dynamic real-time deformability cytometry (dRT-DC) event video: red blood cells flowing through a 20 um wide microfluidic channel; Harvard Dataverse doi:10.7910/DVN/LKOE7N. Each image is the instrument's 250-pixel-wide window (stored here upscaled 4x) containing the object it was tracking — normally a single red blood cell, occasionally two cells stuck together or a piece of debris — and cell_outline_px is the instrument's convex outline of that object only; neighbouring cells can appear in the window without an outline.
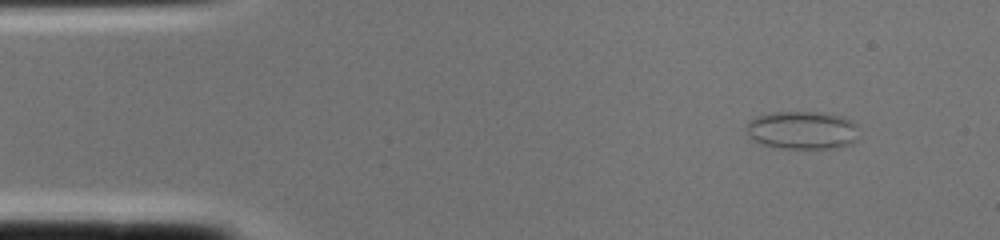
{"species": "common noctule bat (a hibernating species)", "species_latin": "Nyctalus noctula", "temperature_condition": "cold", "stored_images_in_passage": 1, "camera_frame_rate_fps": 3000, "um_per_image_px": 0.085, "animal": {"sex": "female", "body_mass_g": 22.0, "forearm_length_mm": 56.7}, "frame": {"image": 1, "passage_image": 1, "time_ms": 0.0, "image_size_px": [1000, 240], "cell_outline_px": [[856, 140], [852, 144], [832, 148], [776, 148], [764, 144], [748, 136], [744, 128], [756, 116], [776, 112], [816, 112], [840, 116], [848, 120], [852, 124]], "centroid_in_image_um": [68.11, 11.07], "position_along_channel_um": 16.9, "area_um2": 24.39}}